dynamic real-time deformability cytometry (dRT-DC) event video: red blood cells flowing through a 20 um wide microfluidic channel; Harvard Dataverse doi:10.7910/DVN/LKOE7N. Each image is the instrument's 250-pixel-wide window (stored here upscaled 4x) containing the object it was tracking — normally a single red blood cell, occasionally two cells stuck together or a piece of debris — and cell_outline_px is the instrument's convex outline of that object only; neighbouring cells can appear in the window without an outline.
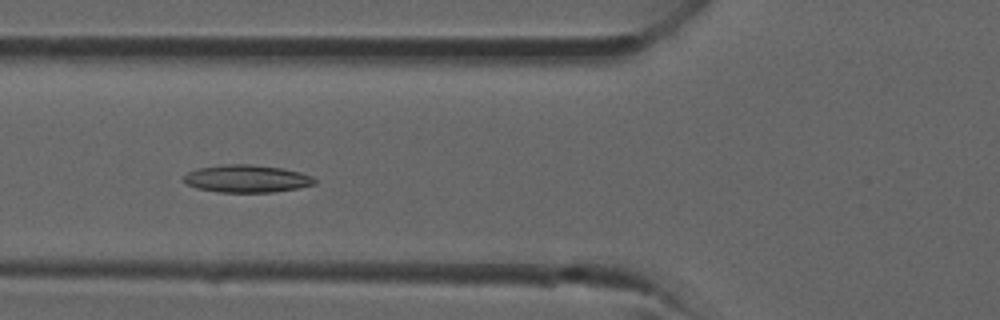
{"species": "common noctule bat (a hibernating species)", "species_latin": "Nyctalus noctula", "temperature_condition": "room temperature", "stored_images_in_passage": 37, "camera_frame_rate_fps": 3000, "um_per_image_px": 0.085, "animal": {"sex": "male", "forearm_length_mm": 52.5}, "frame": {"image": 1, "passage_image": 13, "time_ms": 4.0, "image_size_px": [1000, 320], "cell_outline_px": [[316, 184], [296, 188], [272, 192], [220, 192], [196, 188], [184, 184], [180, 180], [188, 172], [196, 168], [224, 164], [252, 164], [284, 168], [300, 172], [312, 176], [316, 180]], "centroid_in_image_um": [20.92, 15.18], "position_along_channel_um": 104.9, "area_um2": 21.27}}
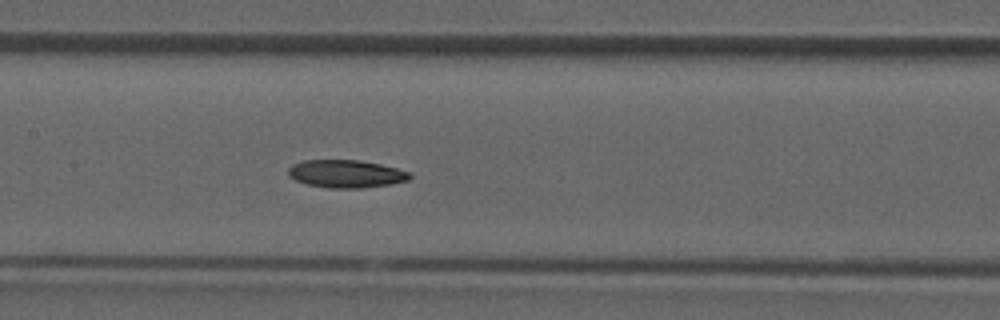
{"frame": {"image": 2, "passage_image": 17, "time_ms": 5.333, "image_size_px": [1000, 320], "cell_outline_px": [[412, 176], [408, 180], [392, 184], [364, 188], [328, 188], [308, 184], [296, 180], [288, 176], [288, 168], [292, 164], [304, 160], [360, 160], [380, 164], [412, 172]], "centroid_in_image_um": [29.43, 14.77], "position_along_channel_um": 178.0, "area_um2": 19.83}}
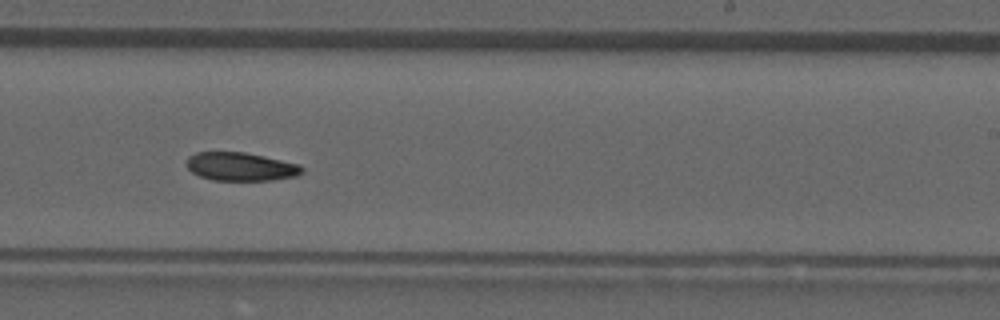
{"frame": {"image": 3, "passage_image": 22, "time_ms": 7.0, "image_size_px": [1000, 320], "cell_outline_px": [[304, 172], [296, 176], [272, 180], [212, 180], [200, 176], [192, 172], [188, 168], [188, 156], [196, 152], [244, 152], [264, 156], [300, 164], [304, 168]], "centroid_in_image_um": [20.49, 14.16], "position_along_channel_um": 268.5, "area_um2": 19.07}}